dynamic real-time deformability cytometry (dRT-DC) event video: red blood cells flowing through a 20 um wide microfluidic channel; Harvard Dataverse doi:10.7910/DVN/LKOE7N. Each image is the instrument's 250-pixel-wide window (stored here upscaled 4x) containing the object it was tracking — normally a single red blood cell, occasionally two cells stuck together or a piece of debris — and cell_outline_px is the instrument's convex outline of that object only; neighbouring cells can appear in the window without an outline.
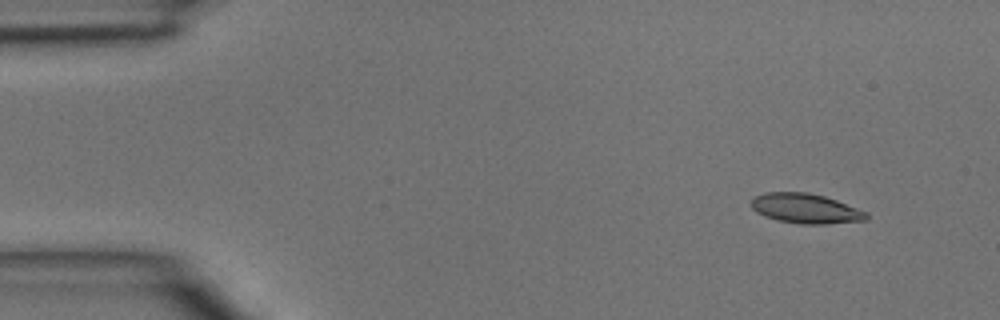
{"species": "common noctule bat (a hibernating species)", "species_latin": "Nyctalus noctula", "temperature_condition": "room temperature", "stored_images_in_passage": 3, "camera_frame_rate_fps": 3000, "um_per_image_px": 0.085, "animal": {"sex": "male", "body_mass_g": 15.6}, "frame": {"image": 1, "passage_image": 1, "time_ms": 0.0, "image_size_px": [1000, 320], "cell_outline_px": [[868, 220], [824, 224], [800, 224], [776, 220], [764, 216], [756, 212], [752, 208], [752, 200], [756, 196], [764, 192], [808, 192], [824, 196], [836, 200], [868, 212]], "centroid_in_image_um": [68.49, 17.73], "position_along_channel_um": 16.5, "area_um2": 20.06}}